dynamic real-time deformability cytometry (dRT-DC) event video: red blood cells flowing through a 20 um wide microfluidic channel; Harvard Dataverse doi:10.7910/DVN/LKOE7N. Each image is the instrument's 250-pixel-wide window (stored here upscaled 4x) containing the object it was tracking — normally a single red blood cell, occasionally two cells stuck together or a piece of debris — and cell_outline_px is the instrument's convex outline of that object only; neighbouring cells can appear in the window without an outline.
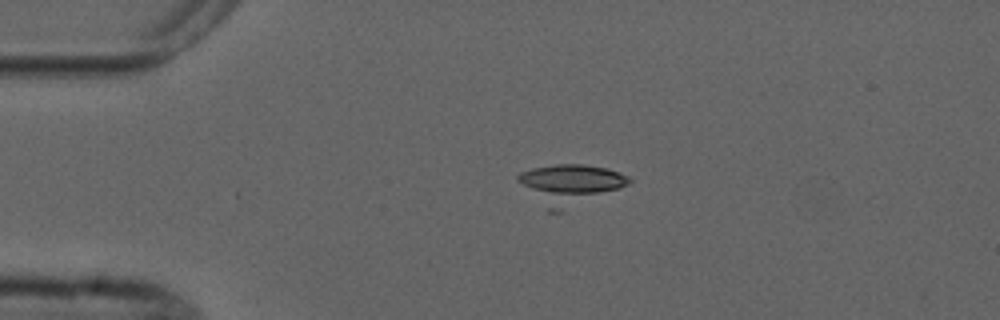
{"species": "common noctule bat (a hibernating species)", "species_latin": "Nyctalus noctula", "temperature_condition": "cold", "stored_images_in_passage": 4, "camera_frame_rate_fps": 3000, "um_per_image_px": 0.085, "animal": {"sex": "male", "forearm_length_mm": 52.5}, "frame": {"image": 1, "passage_image": 3, "time_ms": 3.333, "image_size_px": [1000, 320], "cell_outline_px": [[632, 180], [628, 184], [620, 188], [564, 212], [548, 212], [516, 180], [516, 176], [520, 172], [532, 168], [556, 164], [580, 164], [608, 168], [628, 176]], "centroid_in_image_um": [48.42, 15.69], "position_along_channel_um": 36.6, "area_um2": 26.18}}